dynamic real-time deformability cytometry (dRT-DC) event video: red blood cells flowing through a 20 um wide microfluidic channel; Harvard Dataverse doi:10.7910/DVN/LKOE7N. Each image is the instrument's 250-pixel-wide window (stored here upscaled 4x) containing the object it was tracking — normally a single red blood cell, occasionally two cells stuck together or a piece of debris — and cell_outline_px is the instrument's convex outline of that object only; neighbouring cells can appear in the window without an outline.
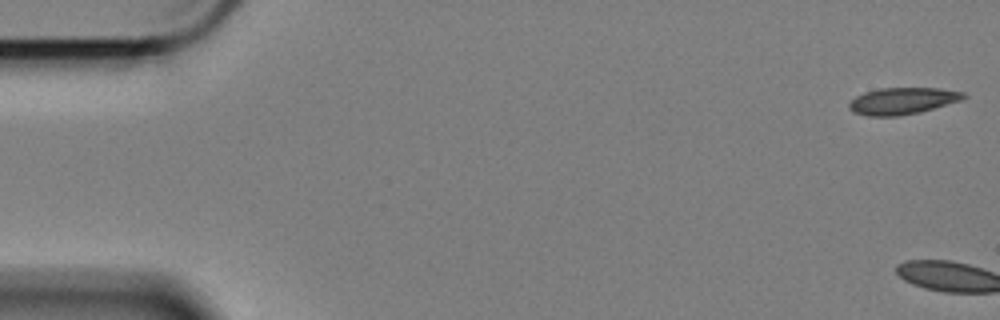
{"species": "Egyptian fruit bat (a non-hibernating species)", "species_latin": "Rousettus aegyptiacus", "temperature_condition": "cold", "stored_images_in_passage": 3, "camera_frame_rate_fps": 3000, "um_per_image_px": 0.085, "animal": {"sex": "female"}, "frame": {"image": 1, "passage_image": 1, "time_ms": 0.0, "image_size_px": [1000, 320], "cell_outline_px": [[968, 96], [960, 100], [920, 112], [896, 116], [868, 116], [852, 112], [848, 108], [848, 104], [856, 96], [864, 92], [880, 88], [940, 88], [964, 92]], "centroid_in_image_um": [76.68, 8.57], "position_along_channel_um": 8.3, "area_um2": 17.8}}